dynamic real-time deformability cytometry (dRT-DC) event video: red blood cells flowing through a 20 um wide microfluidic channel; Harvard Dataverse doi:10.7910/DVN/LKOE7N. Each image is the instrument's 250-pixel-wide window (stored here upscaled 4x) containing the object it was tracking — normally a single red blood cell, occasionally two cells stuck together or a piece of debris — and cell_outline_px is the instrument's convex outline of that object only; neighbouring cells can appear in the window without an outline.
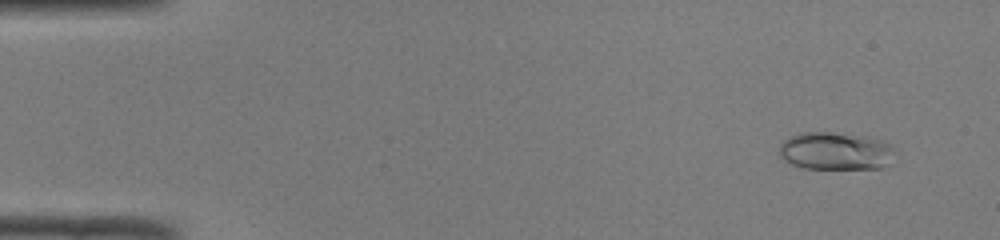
{"species": "common noctule bat (a hibernating species)", "species_latin": "Nyctalus noctula", "temperature_condition": "room temperature", "stored_images_in_passage": 50, "camera_frame_rate_fps": 3000, "um_per_image_px": 0.085, "animal": {"sex": "male", "body_mass_g": 19.0, "forearm_length_mm": 50.8}, "frame": {"image": 1, "passage_image": 4, "time_ms": 1.0, "image_size_px": [1000, 240], "cell_outline_px": [[896, 152], [888, 164], [880, 168], [804, 168], [792, 164], [780, 156], [780, 144], [784, 140], [800, 132], [832, 132], [864, 136], [880, 140], [888, 144]], "centroid_in_image_um": [71.02, 12.83], "position_along_channel_um": 14.0, "area_um2": 25.2}}
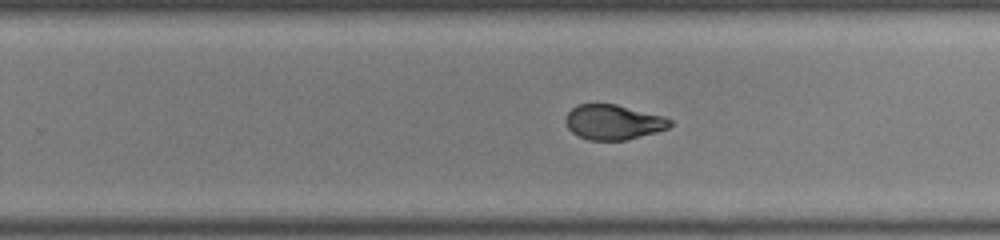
{"frame": {"image": 2, "passage_image": 32, "time_ms": 10.333, "image_size_px": [1000, 240], "cell_outline_px": [[672, 124], [668, 128], [656, 132], [628, 140], [588, 140], [572, 132], [568, 128], [564, 120], [568, 112], [576, 104], [616, 104], [664, 116], [672, 120]], "centroid_in_image_um": [52.13, 10.38], "position_along_channel_um": 277.7, "area_um2": 21.33}}
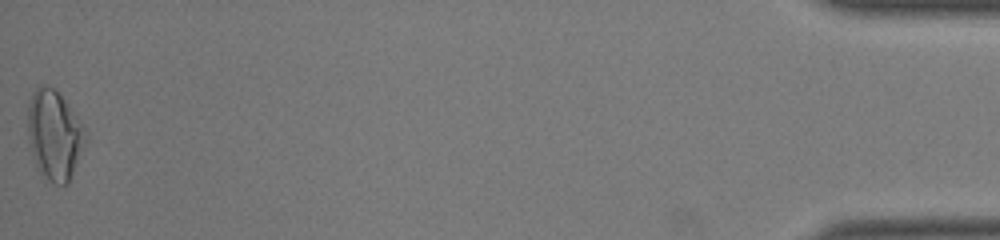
{"frame": {"image": 3, "passage_image": 50, "time_ms": 16.333, "image_size_px": [1000, 240], "cell_outline_px": [[88, 140], [68, 184], [56, 184], [48, 180], [36, 164], [28, 140], [28, 104], [36, 88], [44, 84], [56, 88], [84, 128], [88, 136]], "centroid_in_image_um": [4.64, 11.47], "position_along_channel_um": 430.6, "area_um2": 29.94}, "authors_computed_cell_mechanics": {"area_um2": 22.4842, "velocity_mm_per_s": 4.1153, "shape_relaxation_time_tau1_ms": null, "shape_relaxation_time_tau2_ms": 0.8121, "deformation_change_tau1": null, "deformation_change_tau2": 0.0606}}